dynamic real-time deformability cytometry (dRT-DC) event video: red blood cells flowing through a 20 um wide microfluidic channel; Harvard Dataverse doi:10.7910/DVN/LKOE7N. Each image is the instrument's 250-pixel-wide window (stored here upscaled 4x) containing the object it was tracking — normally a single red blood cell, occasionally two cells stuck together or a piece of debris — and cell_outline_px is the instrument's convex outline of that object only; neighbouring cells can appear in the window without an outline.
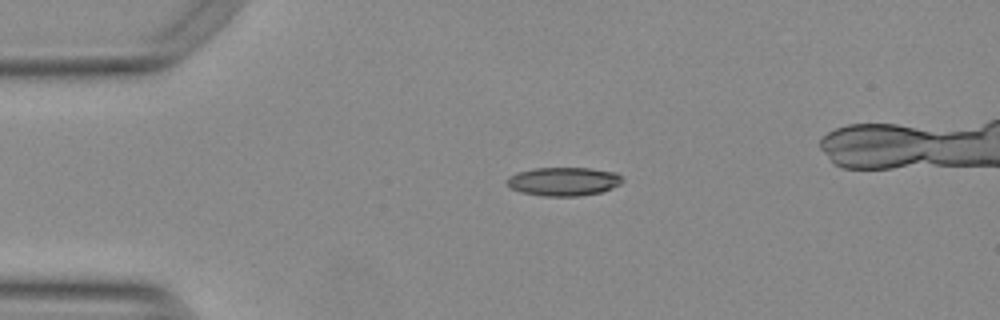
{"species": "Egyptian fruit bat (a non-hibernating species)", "species_latin": "Rousettus aegyptiacus", "temperature_condition": "warm", "stored_images_in_passage": 35, "camera_frame_rate_fps": 3000, "um_per_image_px": 0.085, "animal": {"sex": "female"}, "frame": {"image": 1, "passage_image": 1, "time_ms": 0.0, "image_size_px": [1000, 320], "cell_outline_px": [[624, 180], [620, 184], [612, 188], [600, 192], [580, 196], [544, 196], [520, 192], [512, 188], [504, 180], [508, 176], [516, 172], [536, 168], [588, 168], [616, 172]], "centroid_in_image_um": [47.89, 15.42], "position_along_channel_um": 37.1, "area_um2": 19.31}}
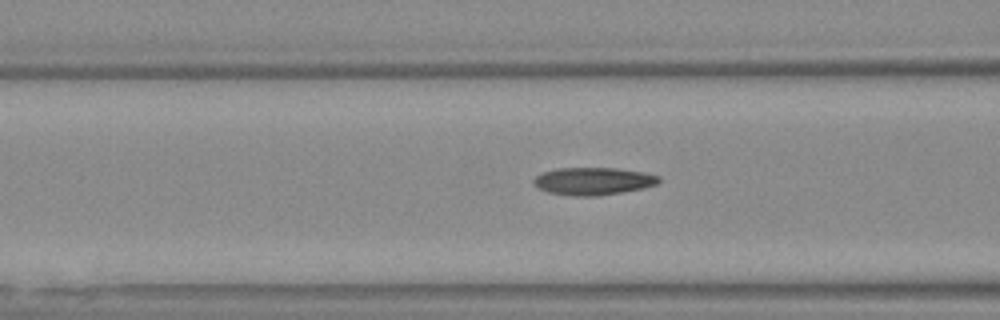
{"frame": {"image": 2, "passage_image": 10, "time_ms": 3.0, "image_size_px": [1000, 320], "cell_outline_px": [[660, 180], [656, 184], [644, 188], [596, 196], [572, 196], [548, 192], [536, 188], [532, 180], [536, 176], [544, 172], [560, 168], [616, 168], [640, 172], [660, 176]], "centroid_in_image_um": [50.38, 15.4], "position_along_channel_um": 116.2, "area_um2": 19.94}}
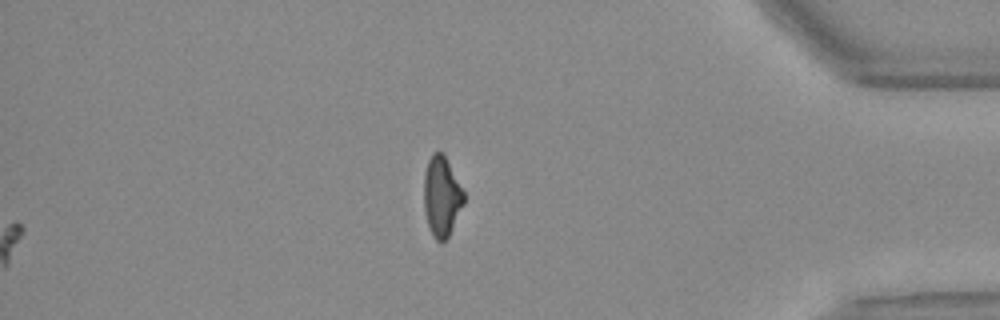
{"frame": {"image": 3, "passage_image": 35, "time_ms": 11.333, "image_size_px": [1000, 320], "cell_outline_px": [[464, 204], [448, 236], [440, 244], [432, 236], [424, 212], [424, 172], [428, 160], [432, 152], [440, 152], [444, 156], [464, 192]], "centroid_in_image_um": [37.52, 16.72], "position_along_channel_um": 397.7, "area_um2": 18.44}, "authors_computed_cell_mechanics": {"area_um2": 19.4786, "velocity_mm_per_s": 3.801, "shape_relaxation_time_tau1_ms": 6.2948, "shape_relaxation_time_tau2_ms": 3.2213, "deformation_change_tau1": 0.1829, "deformation_change_tau2": 0.1147}}